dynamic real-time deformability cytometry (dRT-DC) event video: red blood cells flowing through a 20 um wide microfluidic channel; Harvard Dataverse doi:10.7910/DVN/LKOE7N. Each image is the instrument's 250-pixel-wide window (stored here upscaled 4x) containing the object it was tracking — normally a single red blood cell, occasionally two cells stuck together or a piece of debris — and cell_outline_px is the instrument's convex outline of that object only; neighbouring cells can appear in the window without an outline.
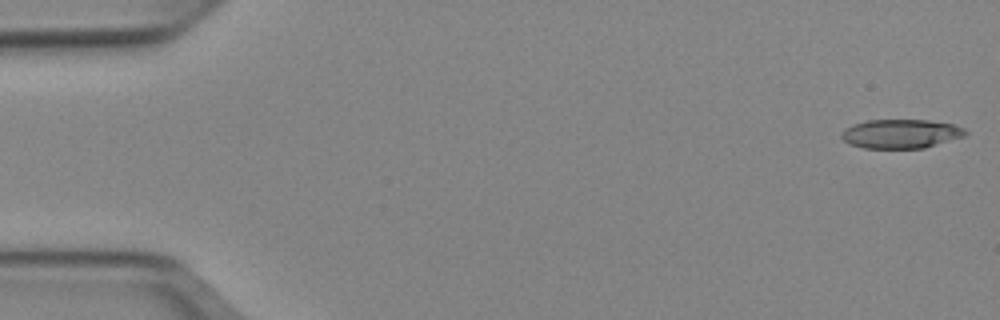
{"species": "Egyptian fruit bat (a non-hibernating species)", "species_latin": "Rousettus aegyptiacus", "temperature_condition": "cold", "stored_images_in_passage": 52, "segment_of_instrument_passage": [1, 2], "camera_frame_rate_fps": 3000, "um_per_image_px": 0.085, "animal": {"sex": "female"}, "frame": {"image": 1, "passage_image": 1, "time_ms": 0.0, "image_size_px": [1000, 320], "cell_outline_px": [[968, 132], [964, 136], [924, 148], [864, 148], [848, 144], [840, 136], [844, 128], [852, 124], [868, 120], [928, 120], [956, 124], [964, 128]], "centroid_in_image_um": [76.56, 11.36], "position_along_channel_um": 8.4, "area_um2": 21.1}}
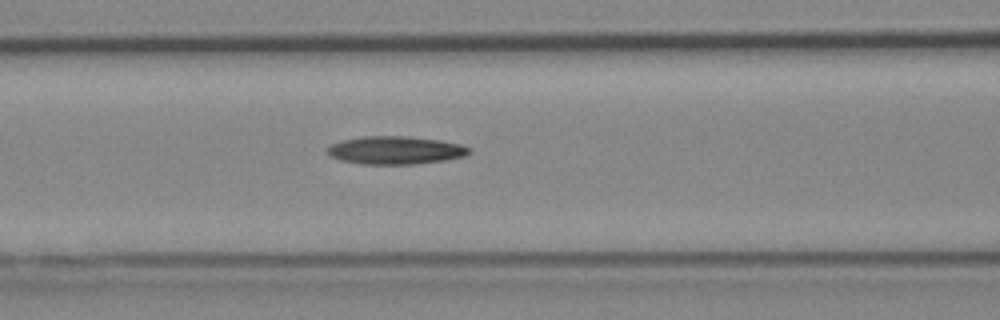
{"frame": {"image": 2, "passage_image": 21, "time_ms": 6.667, "image_size_px": [1000, 320], "cell_outline_px": [[472, 152], [464, 156], [444, 160], [416, 164], [364, 164], [340, 160], [332, 156], [328, 152], [328, 148], [332, 144], [340, 140], [360, 136], [404, 136], [440, 140], [460, 144], [472, 148]], "centroid_in_image_um": [33.64, 12.76], "position_along_channel_um": 133.0, "area_um2": 23.12}}
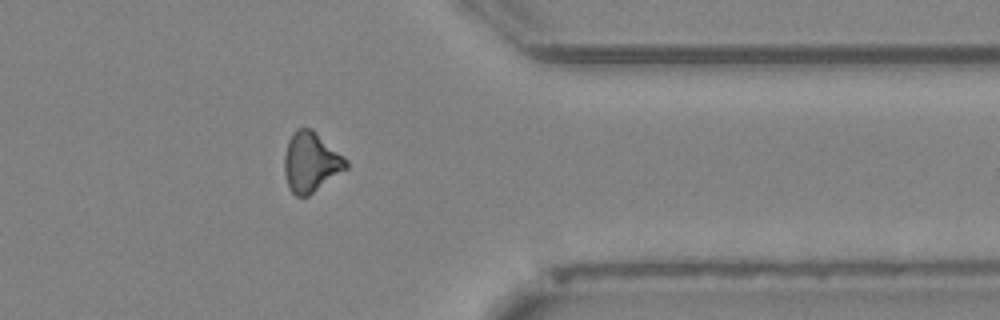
{"frame": {"image": 3, "passage_image": 41, "time_ms": 13.333, "image_size_px": [1000, 320], "cell_outline_px": [[348, 168], [308, 196], [296, 196], [288, 188], [284, 172], [284, 156], [288, 140], [292, 132], [296, 128], [312, 128], [344, 156], [348, 160]], "centroid_in_image_um": [26.42, 13.77], "position_along_channel_um": 385.0, "area_um2": 21.73}}